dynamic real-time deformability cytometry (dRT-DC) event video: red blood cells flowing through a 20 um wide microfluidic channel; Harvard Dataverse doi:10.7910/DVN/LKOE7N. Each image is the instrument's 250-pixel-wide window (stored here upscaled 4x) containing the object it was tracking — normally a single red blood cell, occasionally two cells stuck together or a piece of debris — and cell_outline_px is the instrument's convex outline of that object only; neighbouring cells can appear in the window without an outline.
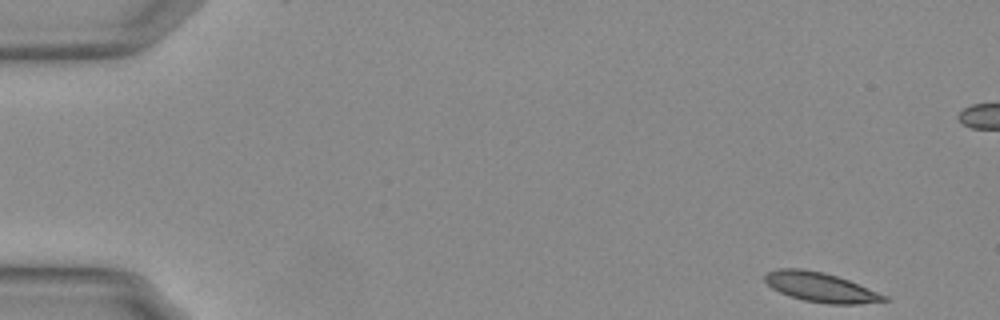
{"species": "Egyptian fruit bat (a non-hibernating species)", "species_latin": "Rousettus aegyptiacus", "temperature_condition": "warm", "stored_images_in_passage": 53, "camera_frame_rate_fps": 3000, "um_per_image_px": 0.085, "animal": {"sex": "female"}, "frame": {"image": 1, "passage_image": 1, "time_ms": 0.0, "image_size_px": [1000, 320], "cell_outline_px": [[892, 300], [860, 304], [828, 304], [804, 300], [788, 296], [772, 288], [764, 280], [764, 276], [768, 272], [776, 268], [800, 268], [824, 272], [848, 280], [888, 296]], "centroid_in_image_um": [69.75, 24.42], "position_along_channel_um": 15.2, "area_um2": 20.58}}
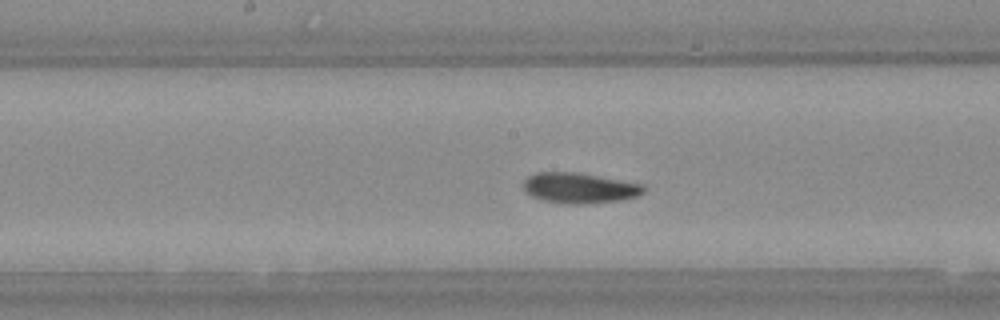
{"frame": {"image": 2, "passage_image": 26, "time_ms": 8.333, "image_size_px": [1000, 320], "cell_outline_px": [[644, 192], [636, 196], [620, 200], [588, 204], [560, 204], [540, 200], [532, 196], [524, 188], [524, 180], [528, 176], [536, 172], [576, 172], [644, 184]], "centroid_in_image_um": [49.23, 15.99], "position_along_channel_um": 199.0, "area_um2": 21.44}}
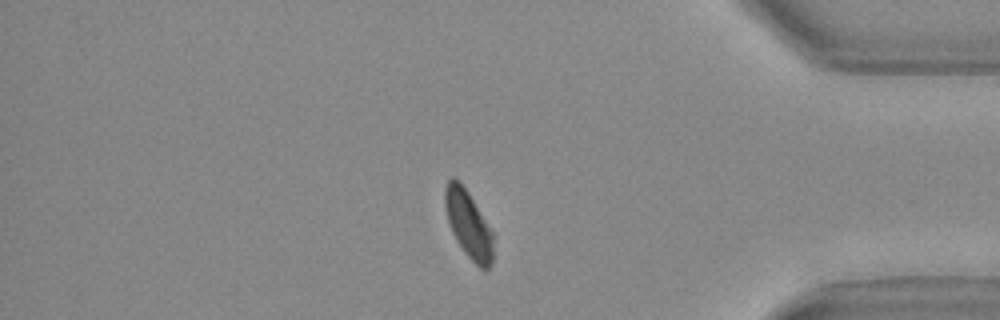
{"frame": {"image": 3, "passage_image": 44, "time_ms": 14.333, "image_size_px": [1000, 320], "cell_outline_px": [[492, 260], [488, 268], [480, 268], [464, 252], [456, 240], [452, 232], [444, 208], [444, 188], [448, 180], [452, 176], [468, 192], [492, 232]], "centroid_in_image_um": [39.77, 19.05], "position_along_channel_um": 395.4, "area_um2": 18.44}, "authors_computed_cell_mechanics": {"area_um2": 20.6346, "velocity_mm_per_s": 3.7148, "shape_relaxation_time_tau1_ms": 3.7437, "shape_relaxation_time_tau2_ms": 1.3597, "deformation_change_tau1": 0.1368, "deformation_change_tau2": 0.0751}}